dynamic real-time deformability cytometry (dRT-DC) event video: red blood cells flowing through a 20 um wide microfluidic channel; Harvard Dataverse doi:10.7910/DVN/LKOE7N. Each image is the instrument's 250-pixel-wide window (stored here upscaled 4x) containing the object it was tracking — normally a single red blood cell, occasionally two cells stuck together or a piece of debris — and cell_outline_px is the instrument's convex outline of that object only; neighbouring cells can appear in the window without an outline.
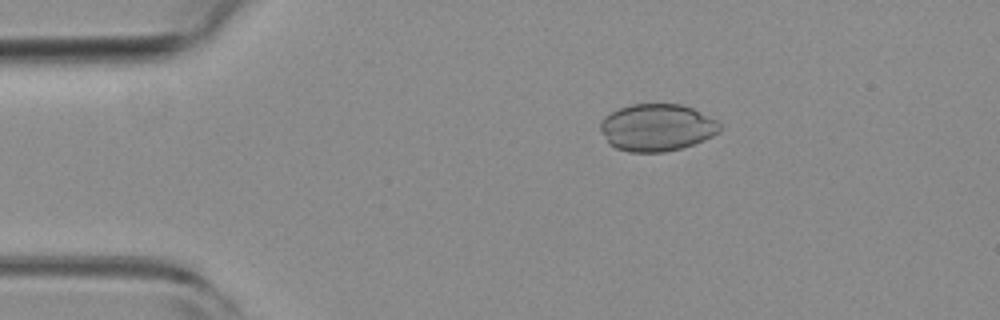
{"species": "common noctule bat (a hibernating species)", "species_latin": "Nyctalus noctula", "temperature_condition": "room temperature", "stored_images_in_passage": 53, "camera_frame_rate_fps": 3000, "um_per_image_px": 0.085, "animal": {"sex": "female", "body_mass_g": 19.3, "forearm_length_mm": 54.1}, "frame": {"image": 1, "passage_image": 9, "time_ms": 2.667, "image_size_px": [1000, 320], "cell_outline_px": [[720, 132], [704, 140], [680, 148], [664, 152], [628, 152], [616, 148], [608, 144], [600, 128], [600, 124], [604, 116], [620, 108], [632, 104], [680, 104], [692, 108], [716, 120], [720, 124]], "centroid_in_image_um": [55.82, 10.84], "position_along_channel_um": 29.2, "area_um2": 32.71}}
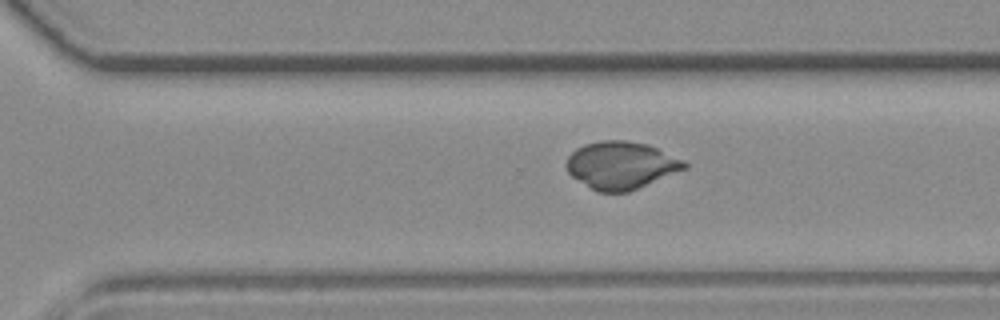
{"frame": {"image": 2, "passage_image": 36, "time_ms": 11.667, "image_size_px": [1000, 320], "cell_outline_px": [[688, 168], [628, 192], [596, 192], [572, 176], [568, 172], [564, 164], [568, 156], [576, 148], [584, 144], [600, 140], [628, 140], [648, 144], [684, 160], [688, 164]], "centroid_in_image_um": [52.78, 14.04], "position_along_channel_um": 317.8, "area_um2": 32.89}}
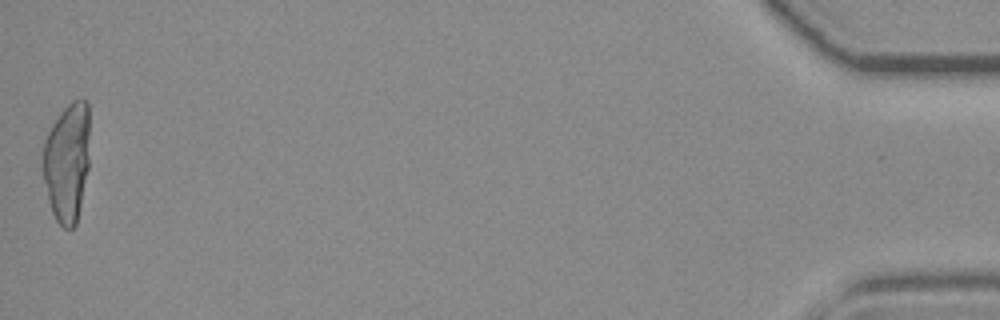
{"frame": {"image": 3, "passage_image": 53, "time_ms": 17.333, "image_size_px": [1000, 320], "cell_outline_px": [[88, 168], [76, 224], [72, 228], [64, 228], [56, 220], [52, 212], [44, 180], [44, 140], [52, 124], [60, 112], [72, 100], [84, 100], [88, 104]], "centroid_in_image_um": [5.7, 13.76], "position_along_channel_um": 429.5, "area_um2": 31.96}}